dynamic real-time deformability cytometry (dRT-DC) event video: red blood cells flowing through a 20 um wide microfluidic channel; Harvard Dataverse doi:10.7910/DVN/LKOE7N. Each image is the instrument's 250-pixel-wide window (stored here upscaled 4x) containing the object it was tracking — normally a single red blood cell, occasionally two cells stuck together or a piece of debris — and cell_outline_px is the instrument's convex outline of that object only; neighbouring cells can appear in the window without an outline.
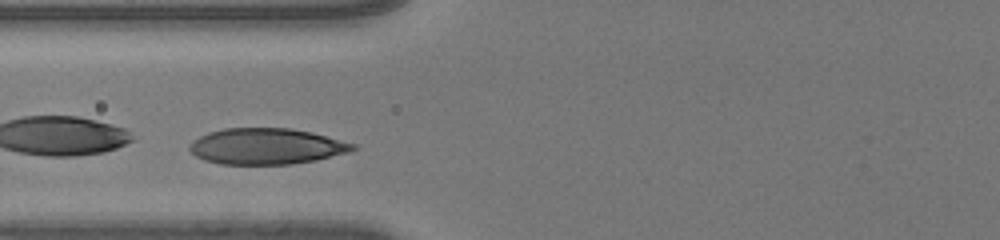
{"species": "human", "species_latin": "Homo sapiens", "temperature_condition": "room temperature", "stored_images_in_passage": 33, "camera_frame_rate_fps": 3000, "um_per_image_px": 0.085, "donor": {"sex": "male"}, "frame": {"image": 1, "passage_image": 6, "time_ms": 1.667, "image_size_px": [1000, 240], "cell_outline_px": [[356, 148], [348, 152], [316, 160], [292, 164], [220, 164], [204, 160], [196, 156], [188, 148], [200, 136], [208, 132], [224, 128], [288, 128], [308, 132], [356, 144]], "centroid_in_image_um": [22.62, 12.44], "position_along_channel_um": 103.2, "area_um2": 33.87}}
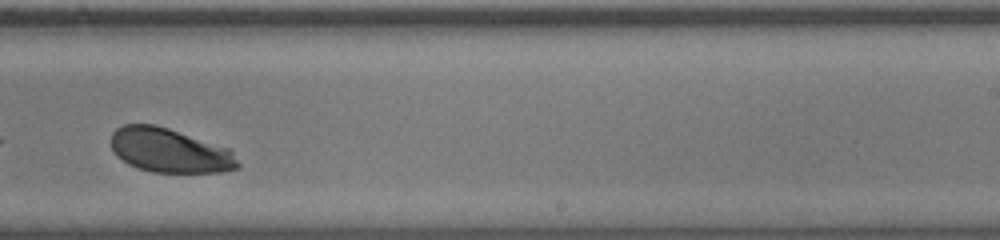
{"frame": {"image": 2, "passage_image": 19, "time_ms": 6.0, "image_size_px": [1000, 240], "cell_outline_px": [[240, 168], [224, 172], [152, 172], [136, 168], [128, 164], [116, 156], [112, 152], [112, 132], [116, 128], [124, 124], [152, 124], [168, 128], [228, 148], [232, 152], [240, 164]], "centroid_in_image_um": [14.4, 12.8], "position_along_channel_um": 274.6, "area_um2": 32.71}}
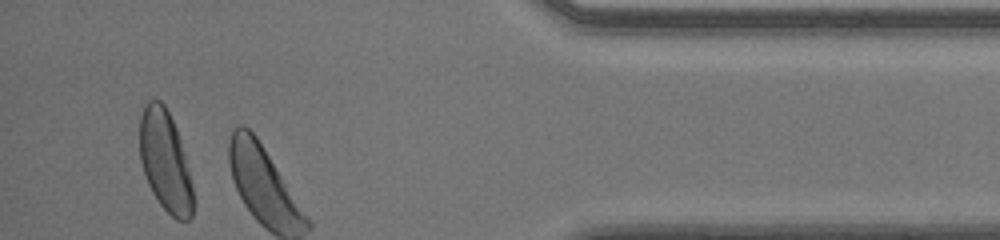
{"frame": {"image": 3, "passage_image": 31, "time_ms": 10.0, "image_size_px": [1000, 240], "cell_outline_px": [[192, 216], [188, 220], [176, 220], [160, 204], [152, 192], [148, 184], [140, 160], [140, 116], [144, 104], [148, 100], [160, 100], [164, 104], [176, 128], [180, 140], [192, 188]], "centroid_in_image_um": [14.01, 13.67], "position_along_channel_um": 421.2, "area_um2": 30.81}, "authors_computed_cell_mechanics": {"area_um2": 33.524, "velocity_mm_per_s": 3.9677, "shape_relaxation_time_tau1_ms": 1.9002, "shape_relaxation_time_tau2_ms": null, "deformation_change_tau1": 0.1402, "deformation_change_tau2": null}}